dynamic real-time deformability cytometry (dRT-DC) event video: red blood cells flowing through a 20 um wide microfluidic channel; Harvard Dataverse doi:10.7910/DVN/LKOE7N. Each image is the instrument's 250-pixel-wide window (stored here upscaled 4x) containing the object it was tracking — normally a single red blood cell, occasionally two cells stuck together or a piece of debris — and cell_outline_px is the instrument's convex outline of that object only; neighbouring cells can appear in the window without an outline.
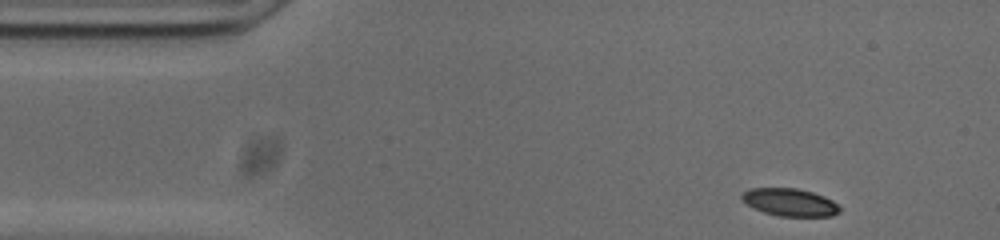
{"species": "common noctule bat (a hibernating species)", "species_latin": "Nyctalus noctula", "temperature_condition": "cold", "stored_images_in_passage": 49, "camera_frame_rate_fps": 3000, "um_per_image_px": 0.085, "animal": {"sex": "male", "body_mass_g": 20.0, "forearm_length_mm": 53.3}, "frame": {"image": 1, "passage_image": 1, "time_ms": 0.0, "image_size_px": [1000, 240], "cell_outline_px": [[840, 212], [832, 216], [780, 216], [764, 212], [752, 208], [740, 200], [740, 192], [748, 188], [796, 188], [812, 192], [824, 196], [832, 200], [840, 208]], "centroid_in_image_um": [67.07, 17.18], "position_along_channel_um": 17.9, "area_um2": 15.95}}
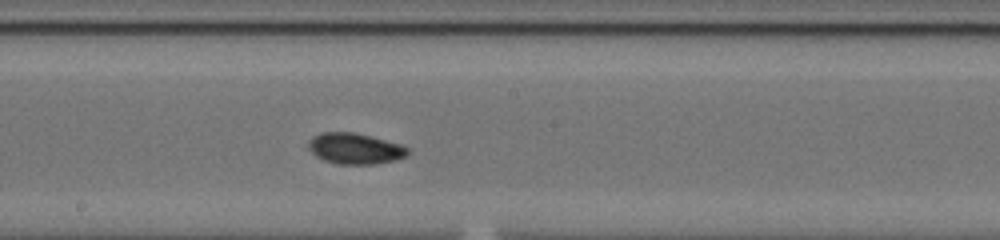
{"frame": {"image": 2, "passage_image": 23, "time_ms": 7.333, "image_size_px": [1000, 240], "cell_outline_px": [[412, 152], [408, 156], [396, 160], [372, 164], [340, 164], [324, 160], [316, 156], [308, 148], [308, 144], [312, 136], [320, 132], [352, 132], [400, 144], [408, 148]], "centroid_in_image_um": [30.19, 12.63], "position_along_channel_um": 218.0, "area_um2": 17.86}}
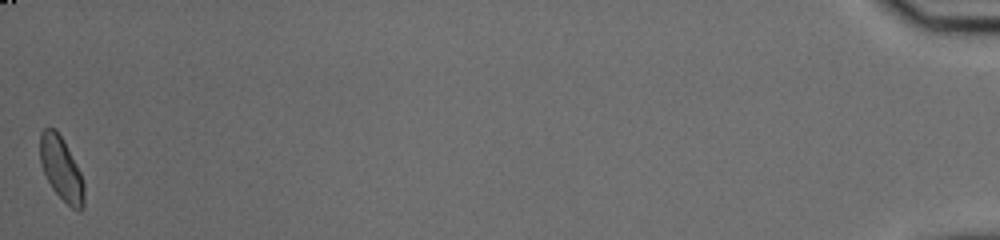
{"frame": {"image": 3, "passage_image": 49, "time_ms": 16.0, "image_size_px": [1000, 240], "cell_outline_px": [[84, 208], [80, 212], [72, 208], [52, 188], [40, 164], [40, 132], [44, 128], [56, 128], [76, 164], [80, 172], [84, 184]], "centroid_in_image_um": [5.21, 14.35], "position_along_channel_um": 430.0, "area_um2": 16.13}, "authors_computed_cell_mechanics": {"area_um2": 16.8776, "velocity_mm_per_s": 3.7281, "shape_relaxation_time_tau1_ms": 7.781, "shape_relaxation_time_tau2_ms": 3.3705, "deformation_change_tau1": 0.194, "deformation_change_tau2": 0.0758}}